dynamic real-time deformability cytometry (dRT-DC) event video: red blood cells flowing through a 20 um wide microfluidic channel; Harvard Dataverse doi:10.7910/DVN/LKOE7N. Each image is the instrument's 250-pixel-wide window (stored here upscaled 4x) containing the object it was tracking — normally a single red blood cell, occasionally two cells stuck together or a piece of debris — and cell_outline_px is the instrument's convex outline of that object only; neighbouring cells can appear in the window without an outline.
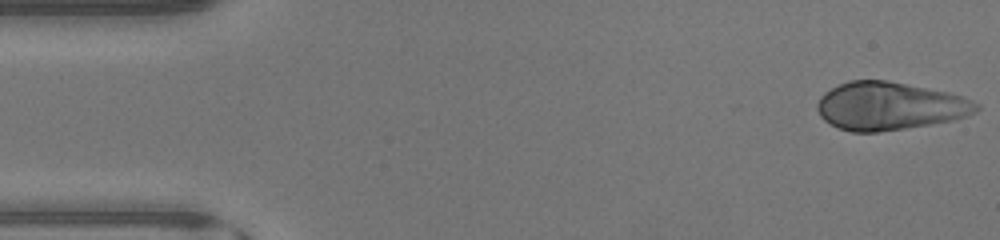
{"species": "human", "species_latin": "Homo sapiens", "temperature_condition": "warm", "stored_images_in_passage": 45, "camera_frame_rate_fps": 3000, "um_per_image_px": 0.085, "donor": {"sex": "male"}, "frame": {"image": 1, "passage_image": 1, "time_ms": 0.0, "image_size_px": [1000, 240], "cell_outline_px": [[980, 108], [976, 112], [968, 116], [956, 120], [904, 128], [876, 132], [852, 132], [840, 128], [824, 120], [820, 116], [816, 108], [816, 104], [820, 96], [824, 92], [848, 80], [888, 80], [948, 92], [972, 100], [980, 104]], "centroid_in_image_um": [75.62, 9.01], "position_along_channel_um": 9.4, "area_um2": 44.56}}
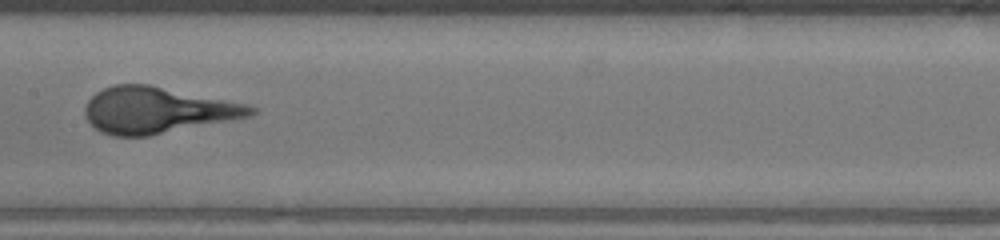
{"frame": {"image": 2, "passage_image": 22, "time_ms": 7.0, "image_size_px": [1000, 240], "cell_outline_px": [[260, 108], [252, 116], [232, 120], [148, 136], [112, 136], [100, 132], [88, 120], [84, 112], [84, 108], [88, 100], [96, 92], [104, 88], [116, 84], [148, 84], [244, 104]], "centroid_in_image_um": [13.35, 9.37], "position_along_channel_um": 194.1, "area_um2": 44.39}}
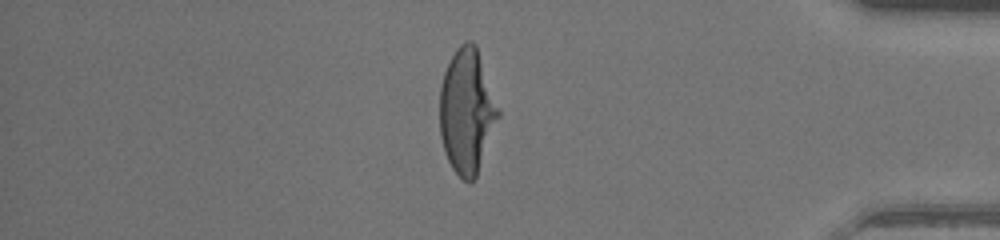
{"frame": {"image": 3, "passage_image": 38, "time_ms": 12.333, "image_size_px": [1000, 240], "cell_outline_px": [[500, 116], [476, 176], [468, 184], [452, 168], [444, 152], [440, 136], [440, 84], [444, 72], [456, 48], [464, 40], [472, 40], [476, 44], [500, 112]], "centroid_in_image_um": [39.68, 9.43], "position_along_channel_um": 395.5, "area_um2": 42.43}}